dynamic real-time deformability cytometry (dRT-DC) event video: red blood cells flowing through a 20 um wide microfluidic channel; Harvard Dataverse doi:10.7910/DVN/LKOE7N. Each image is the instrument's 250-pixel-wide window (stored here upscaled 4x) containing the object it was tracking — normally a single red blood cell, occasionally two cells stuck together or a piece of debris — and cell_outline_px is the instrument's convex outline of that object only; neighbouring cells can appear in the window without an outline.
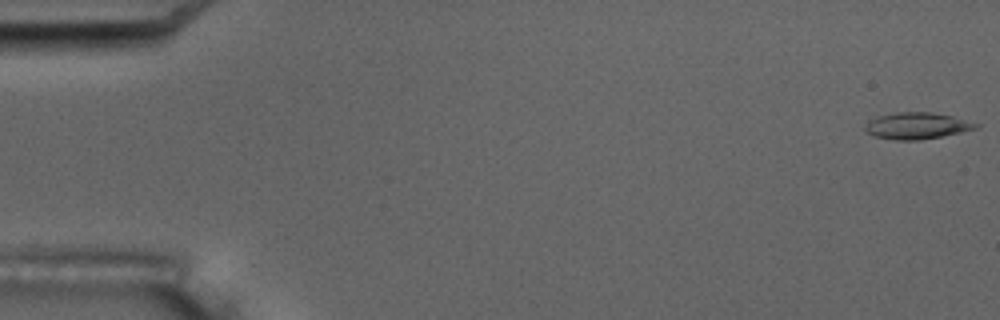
{"species": "common noctule bat (a hibernating species)", "species_latin": "Nyctalus noctula", "temperature_condition": "room temperature", "stored_images_in_passage": 4, "camera_frame_rate_fps": 3000, "um_per_image_px": 0.085, "animal": {"sex": "male", "body_mass_g": 17.5, "forearm_length_mm": 52.3}, "frame": {"image": 1, "passage_image": 1, "time_ms": 0.0, "image_size_px": [1000, 320], "cell_outline_px": [[980, 128], [920, 140], [896, 140], [876, 136], [868, 132], [864, 128], [868, 120], [876, 116], [896, 112], [932, 112], [952, 116], [980, 124]], "centroid_in_image_um": [77.94, 10.68], "position_along_channel_um": 7.1, "area_um2": 17.05}}